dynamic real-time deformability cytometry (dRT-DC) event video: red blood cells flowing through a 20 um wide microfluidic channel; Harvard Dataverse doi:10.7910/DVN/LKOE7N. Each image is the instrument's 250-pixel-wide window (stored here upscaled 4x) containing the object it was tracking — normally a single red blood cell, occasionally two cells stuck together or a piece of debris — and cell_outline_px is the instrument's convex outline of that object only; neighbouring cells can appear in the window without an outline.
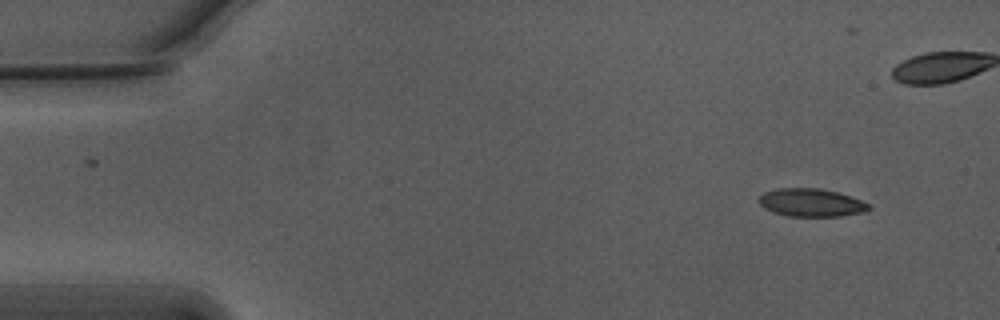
{"species": "Egyptian fruit bat (a non-hibernating species)", "species_latin": "Rousettus aegyptiacus", "temperature_condition": "warm", "stored_images_in_passage": 52, "camera_frame_rate_fps": 3000, "um_per_image_px": 0.085, "animal": {"sex": "male"}, "frame": {"image": 1, "passage_image": 1, "time_ms": 0.0, "image_size_px": [1000, 320], "cell_outline_px": [[872, 208], [864, 212], [840, 216], [788, 216], [772, 212], [764, 208], [756, 200], [764, 192], [776, 188], [820, 188], [836, 192], [860, 200], [868, 204]], "centroid_in_image_um": [68.9, 17.22], "position_along_channel_um": 16.1, "area_um2": 17.92}}
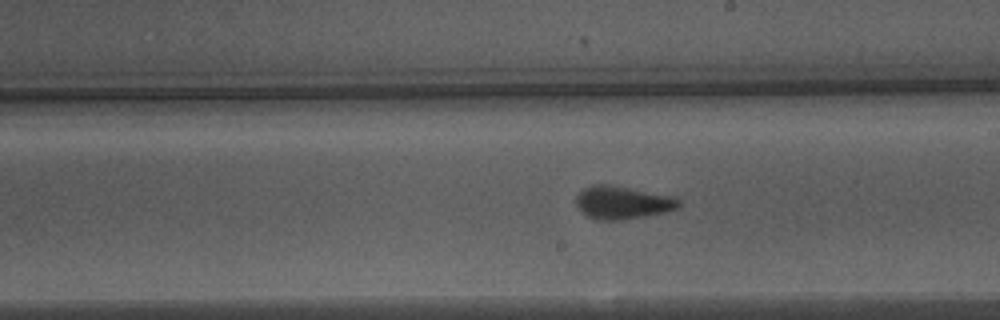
{"frame": {"image": 2, "passage_image": 27, "time_ms": 8.667, "image_size_px": [1000, 320], "cell_outline_px": [[680, 204], [676, 208], [664, 212], [644, 216], [620, 220], [600, 220], [588, 216], [576, 204], [576, 196], [584, 188], [592, 184], [608, 184], [672, 196], [680, 200]], "centroid_in_image_um": [52.89, 17.21], "position_along_channel_um": 236.1, "area_um2": 19.36}}
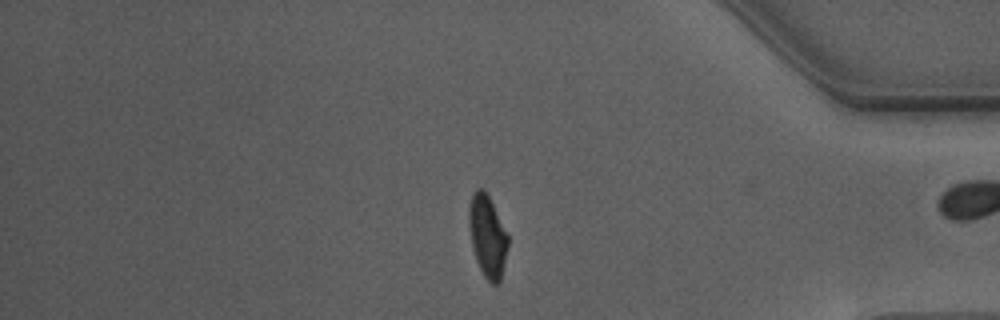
{"frame": {"image": 3, "passage_image": 42, "time_ms": 13.667, "image_size_px": [1000, 320], "cell_outline_px": [[508, 244], [500, 280], [496, 284], [492, 284], [484, 276], [476, 260], [472, 244], [468, 224], [468, 208], [472, 192], [476, 188], [484, 188], [508, 236]], "centroid_in_image_um": [41.4, 20.03], "position_along_channel_um": 393.8, "area_um2": 18.32}, "authors_computed_cell_mechanics": {"area_um2": 18.785, "velocity_mm_per_s": 3.7506, "shape_relaxation_time_tau1_ms": 7.1858, "shape_relaxation_time_tau2_ms": 1.2025, "deformation_change_tau1": 0.2043, "deformation_change_tau2": 0.0871}}